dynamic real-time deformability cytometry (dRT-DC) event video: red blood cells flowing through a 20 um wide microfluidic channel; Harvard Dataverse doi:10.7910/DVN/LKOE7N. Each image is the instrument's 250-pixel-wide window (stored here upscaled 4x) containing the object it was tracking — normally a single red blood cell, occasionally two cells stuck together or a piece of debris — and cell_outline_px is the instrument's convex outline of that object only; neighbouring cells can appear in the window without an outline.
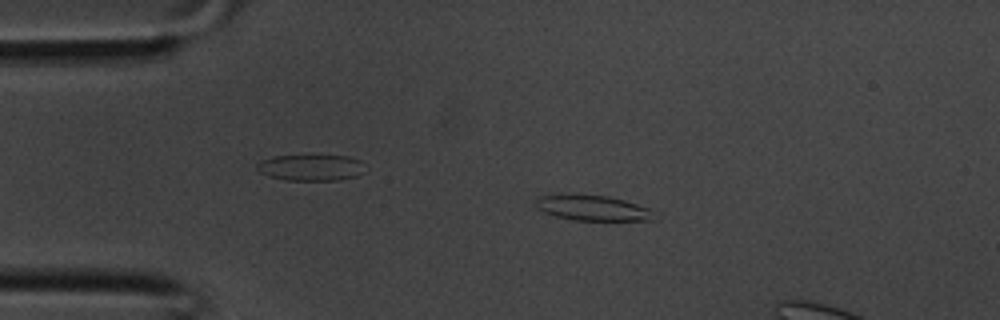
{"species": "common noctule bat (a hibernating species)", "species_latin": "Nyctalus noctula", "temperature_condition": "room temperature", "stored_images_in_passage": 11, "camera_frame_rate_fps": 3000, "um_per_image_px": 0.085, "animal": {"sex": "male", "body_mass_g": 20.1, "forearm_length_mm": 53.5}, "frame": {"image": 1, "passage_image": 7, "time_ms": 2.0, "image_size_px": [1000, 320], "cell_outline_px": [[656, 220], [572, 220], [556, 216], [544, 212], [536, 208], [536, 200], [540, 196], [568, 192], [576, 192], [608, 196], [624, 200], [648, 208]], "centroid_in_image_um": [50.28, 17.64], "position_along_channel_um": 34.7, "area_um2": 17.86}}